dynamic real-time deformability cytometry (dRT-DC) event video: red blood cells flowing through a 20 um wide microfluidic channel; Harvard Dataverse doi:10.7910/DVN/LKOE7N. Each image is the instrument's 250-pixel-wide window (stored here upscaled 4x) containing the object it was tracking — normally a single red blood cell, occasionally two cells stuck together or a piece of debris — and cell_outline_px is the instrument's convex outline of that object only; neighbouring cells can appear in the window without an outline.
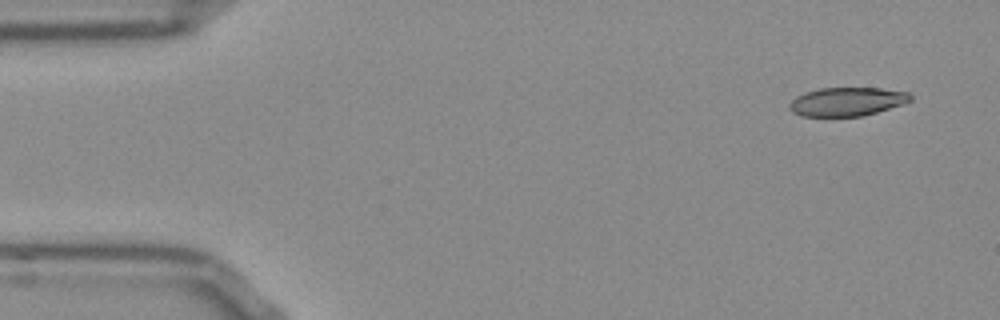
{"species": "Egyptian fruit bat (a non-hibernating species)", "species_latin": "Rousettus aegyptiacus", "temperature_condition": "room temperature", "stored_images_in_passage": 50, "camera_frame_rate_fps": 3000, "um_per_image_px": 0.085, "frame": {"image": 1, "passage_image": 1, "time_ms": 0.0, "image_size_px": [1000, 320], "cell_outline_px": [[912, 100], [904, 104], [876, 112], [860, 116], [800, 116], [792, 112], [788, 108], [788, 104], [796, 96], [820, 88], [880, 88], [908, 92], [912, 96]], "centroid_in_image_um": [71.99, 8.64], "position_along_channel_um": 13.0, "area_um2": 20.17}}
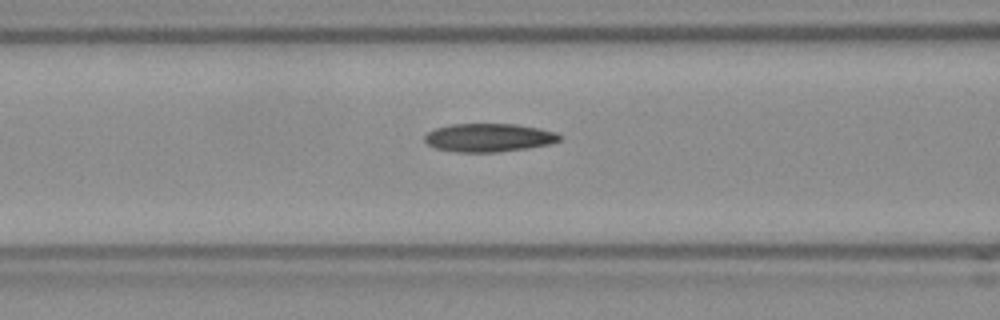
{"frame": {"image": 2, "passage_image": 18, "time_ms": 5.667, "image_size_px": [1000, 320], "cell_outline_px": [[564, 136], [560, 140], [548, 144], [528, 148], [496, 152], [460, 152], [436, 148], [428, 144], [424, 140], [424, 136], [428, 132], [436, 128], [448, 124], [516, 124], [540, 128], [556, 132]], "centroid_in_image_um": [41.57, 11.69], "position_along_channel_um": 125.0, "area_um2": 22.31}}
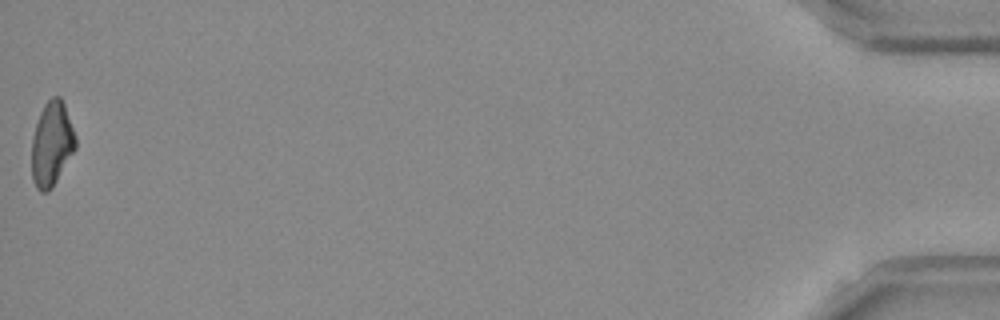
{"frame": {"image": 3, "passage_image": 50, "time_ms": 16.333, "image_size_px": [1000, 320], "cell_outline_px": [[76, 148], [52, 188], [48, 192], [40, 192], [36, 188], [32, 180], [32, 136], [40, 112], [44, 104], [52, 96], [60, 96], [64, 104], [76, 136]], "centroid_in_image_um": [4.39, 12.25], "position_along_channel_um": 430.8, "area_um2": 21.62}, "authors_computed_cell_mechanics": {"area_um2": 21.964, "velocity_mm_per_s": 3.8349, "shape_relaxation_time_tau1_ms": 9.0789, "shape_relaxation_time_tau2_ms": 7.202, "deformation_change_tau1": 0.2038, "deformation_change_tau2": 0.1614}}